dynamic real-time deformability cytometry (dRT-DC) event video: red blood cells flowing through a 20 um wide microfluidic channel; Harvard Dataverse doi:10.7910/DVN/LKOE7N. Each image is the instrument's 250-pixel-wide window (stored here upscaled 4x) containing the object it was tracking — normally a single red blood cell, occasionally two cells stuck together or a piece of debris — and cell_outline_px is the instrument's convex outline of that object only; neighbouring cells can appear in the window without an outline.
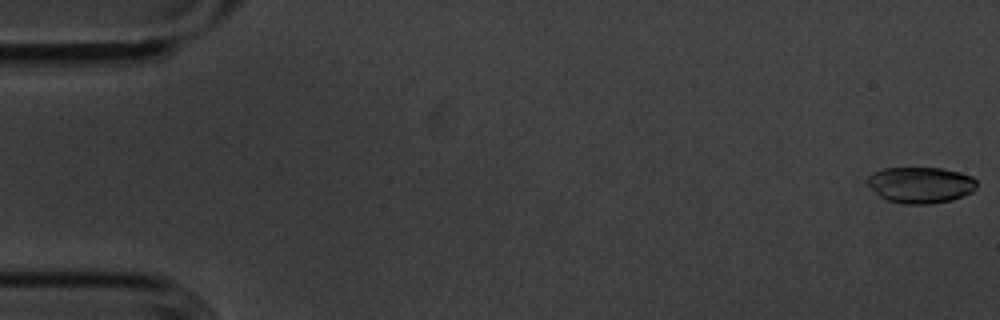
{"species": "common noctule bat (a hibernating species)", "species_latin": "Nyctalus noctula", "temperature_condition": "cold", "stored_images_in_passage": 11, "camera_frame_rate_fps": 3000, "um_per_image_px": 0.085, "animal": {"sex": "male", "body_mass_g": 20.1, "forearm_length_mm": 53.5}, "frame": {"image": 1, "passage_image": 1, "time_ms": 0.0, "image_size_px": [1000, 320], "cell_outline_px": [[976, 188], [972, 192], [952, 200], [932, 204], [904, 204], [888, 200], [880, 196], [868, 184], [868, 176], [872, 172], [884, 168], [940, 168], [960, 172], [972, 176], [976, 180]], "centroid_in_image_um": [78.27, 15.72], "position_along_channel_um": 6.7, "area_um2": 23.0}}